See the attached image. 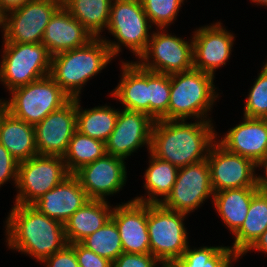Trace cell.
Masks as SVG:
<instances>
[{
  "label": "cell",
  "instance_id": "1",
  "mask_svg": "<svg viewBox=\"0 0 267 267\" xmlns=\"http://www.w3.org/2000/svg\"><path fill=\"white\" fill-rule=\"evenodd\" d=\"M155 120L150 153L181 168L207 159L217 140L212 120Z\"/></svg>",
  "mask_w": 267,
  "mask_h": 267
},
{
  "label": "cell",
  "instance_id": "2",
  "mask_svg": "<svg viewBox=\"0 0 267 267\" xmlns=\"http://www.w3.org/2000/svg\"><path fill=\"white\" fill-rule=\"evenodd\" d=\"M6 222L8 248L42 262L67 244L64 224L50 219L32 205L15 204Z\"/></svg>",
  "mask_w": 267,
  "mask_h": 267
},
{
  "label": "cell",
  "instance_id": "3",
  "mask_svg": "<svg viewBox=\"0 0 267 267\" xmlns=\"http://www.w3.org/2000/svg\"><path fill=\"white\" fill-rule=\"evenodd\" d=\"M113 58L106 42L94 38L83 47L52 56L49 76L71 99H77L84 84L101 73Z\"/></svg>",
  "mask_w": 267,
  "mask_h": 267
},
{
  "label": "cell",
  "instance_id": "4",
  "mask_svg": "<svg viewBox=\"0 0 267 267\" xmlns=\"http://www.w3.org/2000/svg\"><path fill=\"white\" fill-rule=\"evenodd\" d=\"M212 74L191 69L170 75L168 120H211L207 118L219 94Z\"/></svg>",
  "mask_w": 267,
  "mask_h": 267
},
{
  "label": "cell",
  "instance_id": "5",
  "mask_svg": "<svg viewBox=\"0 0 267 267\" xmlns=\"http://www.w3.org/2000/svg\"><path fill=\"white\" fill-rule=\"evenodd\" d=\"M186 216L187 214L167 209L162 204H147L150 253L164 267H171L189 246L184 226Z\"/></svg>",
  "mask_w": 267,
  "mask_h": 267
},
{
  "label": "cell",
  "instance_id": "6",
  "mask_svg": "<svg viewBox=\"0 0 267 267\" xmlns=\"http://www.w3.org/2000/svg\"><path fill=\"white\" fill-rule=\"evenodd\" d=\"M151 25L141 0H113L107 30L117 42L100 38L106 42L113 57L122 51L121 46H126L139 58L151 38Z\"/></svg>",
  "mask_w": 267,
  "mask_h": 267
},
{
  "label": "cell",
  "instance_id": "7",
  "mask_svg": "<svg viewBox=\"0 0 267 267\" xmlns=\"http://www.w3.org/2000/svg\"><path fill=\"white\" fill-rule=\"evenodd\" d=\"M0 82L11 92L50 75L51 55L42 43H3Z\"/></svg>",
  "mask_w": 267,
  "mask_h": 267
},
{
  "label": "cell",
  "instance_id": "8",
  "mask_svg": "<svg viewBox=\"0 0 267 267\" xmlns=\"http://www.w3.org/2000/svg\"><path fill=\"white\" fill-rule=\"evenodd\" d=\"M10 95L7 111L33 126L71 99L50 76L15 88Z\"/></svg>",
  "mask_w": 267,
  "mask_h": 267
},
{
  "label": "cell",
  "instance_id": "9",
  "mask_svg": "<svg viewBox=\"0 0 267 267\" xmlns=\"http://www.w3.org/2000/svg\"><path fill=\"white\" fill-rule=\"evenodd\" d=\"M69 175L62 156L37 155L19 162L15 204L32 205Z\"/></svg>",
  "mask_w": 267,
  "mask_h": 267
},
{
  "label": "cell",
  "instance_id": "10",
  "mask_svg": "<svg viewBox=\"0 0 267 267\" xmlns=\"http://www.w3.org/2000/svg\"><path fill=\"white\" fill-rule=\"evenodd\" d=\"M165 30L158 28L156 32H152L146 50L136 63L145 70L166 75L193 69L192 39L189 43Z\"/></svg>",
  "mask_w": 267,
  "mask_h": 267
},
{
  "label": "cell",
  "instance_id": "11",
  "mask_svg": "<svg viewBox=\"0 0 267 267\" xmlns=\"http://www.w3.org/2000/svg\"><path fill=\"white\" fill-rule=\"evenodd\" d=\"M62 0H32L5 14L4 43H41L46 26Z\"/></svg>",
  "mask_w": 267,
  "mask_h": 267
},
{
  "label": "cell",
  "instance_id": "12",
  "mask_svg": "<svg viewBox=\"0 0 267 267\" xmlns=\"http://www.w3.org/2000/svg\"><path fill=\"white\" fill-rule=\"evenodd\" d=\"M213 195L210 169L205 159L179 168L172 191L162 205L188 215L197 210L207 198L213 199Z\"/></svg>",
  "mask_w": 267,
  "mask_h": 267
},
{
  "label": "cell",
  "instance_id": "13",
  "mask_svg": "<svg viewBox=\"0 0 267 267\" xmlns=\"http://www.w3.org/2000/svg\"><path fill=\"white\" fill-rule=\"evenodd\" d=\"M207 162L213 192L225 189L256 187V164L227 151L217 141L211 146Z\"/></svg>",
  "mask_w": 267,
  "mask_h": 267
},
{
  "label": "cell",
  "instance_id": "14",
  "mask_svg": "<svg viewBox=\"0 0 267 267\" xmlns=\"http://www.w3.org/2000/svg\"><path fill=\"white\" fill-rule=\"evenodd\" d=\"M154 122L146 113L121 109L115 128L105 142L106 154L125 159L145 145L150 152Z\"/></svg>",
  "mask_w": 267,
  "mask_h": 267
},
{
  "label": "cell",
  "instance_id": "15",
  "mask_svg": "<svg viewBox=\"0 0 267 267\" xmlns=\"http://www.w3.org/2000/svg\"><path fill=\"white\" fill-rule=\"evenodd\" d=\"M123 158L105 154L102 158L82 166L74 175L90 199L106 200L126 185L127 169Z\"/></svg>",
  "mask_w": 267,
  "mask_h": 267
},
{
  "label": "cell",
  "instance_id": "16",
  "mask_svg": "<svg viewBox=\"0 0 267 267\" xmlns=\"http://www.w3.org/2000/svg\"><path fill=\"white\" fill-rule=\"evenodd\" d=\"M222 23L199 27L193 32V68L212 74L230 59L235 37Z\"/></svg>",
  "mask_w": 267,
  "mask_h": 267
},
{
  "label": "cell",
  "instance_id": "17",
  "mask_svg": "<svg viewBox=\"0 0 267 267\" xmlns=\"http://www.w3.org/2000/svg\"><path fill=\"white\" fill-rule=\"evenodd\" d=\"M34 129L38 155L63 157L77 130L76 99H70L61 108L48 114Z\"/></svg>",
  "mask_w": 267,
  "mask_h": 267
},
{
  "label": "cell",
  "instance_id": "18",
  "mask_svg": "<svg viewBox=\"0 0 267 267\" xmlns=\"http://www.w3.org/2000/svg\"><path fill=\"white\" fill-rule=\"evenodd\" d=\"M111 219L119 230L124 253L150 254L146 203L130 200L116 205Z\"/></svg>",
  "mask_w": 267,
  "mask_h": 267
},
{
  "label": "cell",
  "instance_id": "19",
  "mask_svg": "<svg viewBox=\"0 0 267 267\" xmlns=\"http://www.w3.org/2000/svg\"><path fill=\"white\" fill-rule=\"evenodd\" d=\"M91 199L74 174H70L52 190L32 204L40 213L64 224L75 211Z\"/></svg>",
  "mask_w": 267,
  "mask_h": 267
},
{
  "label": "cell",
  "instance_id": "20",
  "mask_svg": "<svg viewBox=\"0 0 267 267\" xmlns=\"http://www.w3.org/2000/svg\"><path fill=\"white\" fill-rule=\"evenodd\" d=\"M217 142L230 153L257 164L267 155V119L243 117V122L228 129Z\"/></svg>",
  "mask_w": 267,
  "mask_h": 267
},
{
  "label": "cell",
  "instance_id": "21",
  "mask_svg": "<svg viewBox=\"0 0 267 267\" xmlns=\"http://www.w3.org/2000/svg\"><path fill=\"white\" fill-rule=\"evenodd\" d=\"M92 39V34L62 5L47 24L41 43L54 56L83 47Z\"/></svg>",
  "mask_w": 267,
  "mask_h": 267
},
{
  "label": "cell",
  "instance_id": "22",
  "mask_svg": "<svg viewBox=\"0 0 267 267\" xmlns=\"http://www.w3.org/2000/svg\"><path fill=\"white\" fill-rule=\"evenodd\" d=\"M121 63L122 77L111 95L123 104L125 110L149 115V71L136 62Z\"/></svg>",
  "mask_w": 267,
  "mask_h": 267
},
{
  "label": "cell",
  "instance_id": "23",
  "mask_svg": "<svg viewBox=\"0 0 267 267\" xmlns=\"http://www.w3.org/2000/svg\"><path fill=\"white\" fill-rule=\"evenodd\" d=\"M111 208L108 201L91 199L75 211L64 223L68 244L80 243L100 229L111 218Z\"/></svg>",
  "mask_w": 267,
  "mask_h": 267
},
{
  "label": "cell",
  "instance_id": "24",
  "mask_svg": "<svg viewBox=\"0 0 267 267\" xmlns=\"http://www.w3.org/2000/svg\"><path fill=\"white\" fill-rule=\"evenodd\" d=\"M0 143L18 162L38 155L34 126L14 117L9 111L0 120Z\"/></svg>",
  "mask_w": 267,
  "mask_h": 267
},
{
  "label": "cell",
  "instance_id": "25",
  "mask_svg": "<svg viewBox=\"0 0 267 267\" xmlns=\"http://www.w3.org/2000/svg\"><path fill=\"white\" fill-rule=\"evenodd\" d=\"M257 191V187H242L214 193L212 199L214 208L232 235L246 219L250 202Z\"/></svg>",
  "mask_w": 267,
  "mask_h": 267
},
{
  "label": "cell",
  "instance_id": "26",
  "mask_svg": "<svg viewBox=\"0 0 267 267\" xmlns=\"http://www.w3.org/2000/svg\"><path fill=\"white\" fill-rule=\"evenodd\" d=\"M149 167L144 173V188L148 194L133 198L136 202L146 204H162L170 195L176 181L179 168L160 160L150 152ZM161 196V197H160ZM157 197H160L159 199ZM163 197V198H162Z\"/></svg>",
  "mask_w": 267,
  "mask_h": 267
},
{
  "label": "cell",
  "instance_id": "27",
  "mask_svg": "<svg viewBox=\"0 0 267 267\" xmlns=\"http://www.w3.org/2000/svg\"><path fill=\"white\" fill-rule=\"evenodd\" d=\"M267 229V192L257 191L242 226L233 234L234 243L230 247L239 257Z\"/></svg>",
  "mask_w": 267,
  "mask_h": 267
},
{
  "label": "cell",
  "instance_id": "28",
  "mask_svg": "<svg viewBox=\"0 0 267 267\" xmlns=\"http://www.w3.org/2000/svg\"><path fill=\"white\" fill-rule=\"evenodd\" d=\"M80 98L76 99V128L91 138L98 139L104 143L110 137L119 114L118 108L111 106H96L91 109L82 110Z\"/></svg>",
  "mask_w": 267,
  "mask_h": 267
},
{
  "label": "cell",
  "instance_id": "29",
  "mask_svg": "<svg viewBox=\"0 0 267 267\" xmlns=\"http://www.w3.org/2000/svg\"><path fill=\"white\" fill-rule=\"evenodd\" d=\"M63 6L94 38L108 26L113 0H62ZM103 30V31H102Z\"/></svg>",
  "mask_w": 267,
  "mask_h": 267
},
{
  "label": "cell",
  "instance_id": "30",
  "mask_svg": "<svg viewBox=\"0 0 267 267\" xmlns=\"http://www.w3.org/2000/svg\"><path fill=\"white\" fill-rule=\"evenodd\" d=\"M106 154L105 143L76 130L63 156L66 168L74 174L82 166L102 158Z\"/></svg>",
  "mask_w": 267,
  "mask_h": 267
},
{
  "label": "cell",
  "instance_id": "31",
  "mask_svg": "<svg viewBox=\"0 0 267 267\" xmlns=\"http://www.w3.org/2000/svg\"><path fill=\"white\" fill-rule=\"evenodd\" d=\"M240 257L230 246H202L184 251V254L171 267H232Z\"/></svg>",
  "mask_w": 267,
  "mask_h": 267
},
{
  "label": "cell",
  "instance_id": "32",
  "mask_svg": "<svg viewBox=\"0 0 267 267\" xmlns=\"http://www.w3.org/2000/svg\"><path fill=\"white\" fill-rule=\"evenodd\" d=\"M80 243L112 263L123 253L119 230L111 218Z\"/></svg>",
  "mask_w": 267,
  "mask_h": 267
},
{
  "label": "cell",
  "instance_id": "33",
  "mask_svg": "<svg viewBox=\"0 0 267 267\" xmlns=\"http://www.w3.org/2000/svg\"><path fill=\"white\" fill-rule=\"evenodd\" d=\"M170 75L149 71V116L154 120H168Z\"/></svg>",
  "mask_w": 267,
  "mask_h": 267
},
{
  "label": "cell",
  "instance_id": "34",
  "mask_svg": "<svg viewBox=\"0 0 267 267\" xmlns=\"http://www.w3.org/2000/svg\"><path fill=\"white\" fill-rule=\"evenodd\" d=\"M262 67L246 97L244 117L267 119V62Z\"/></svg>",
  "mask_w": 267,
  "mask_h": 267
},
{
  "label": "cell",
  "instance_id": "35",
  "mask_svg": "<svg viewBox=\"0 0 267 267\" xmlns=\"http://www.w3.org/2000/svg\"><path fill=\"white\" fill-rule=\"evenodd\" d=\"M151 24L158 28L169 27L176 19L184 0H141Z\"/></svg>",
  "mask_w": 267,
  "mask_h": 267
},
{
  "label": "cell",
  "instance_id": "36",
  "mask_svg": "<svg viewBox=\"0 0 267 267\" xmlns=\"http://www.w3.org/2000/svg\"><path fill=\"white\" fill-rule=\"evenodd\" d=\"M162 264L156 257L150 254L122 253L112 267H159Z\"/></svg>",
  "mask_w": 267,
  "mask_h": 267
},
{
  "label": "cell",
  "instance_id": "37",
  "mask_svg": "<svg viewBox=\"0 0 267 267\" xmlns=\"http://www.w3.org/2000/svg\"><path fill=\"white\" fill-rule=\"evenodd\" d=\"M19 162L9 153V151L0 143V187L10 182V179L17 184Z\"/></svg>",
  "mask_w": 267,
  "mask_h": 267
},
{
  "label": "cell",
  "instance_id": "38",
  "mask_svg": "<svg viewBox=\"0 0 267 267\" xmlns=\"http://www.w3.org/2000/svg\"><path fill=\"white\" fill-rule=\"evenodd\" d=\"M74 250L79 267H112L113 263L87 249L81 243L70 244Z\"/></svg>",
  "mask_w": 267,
  "mask_h": 267
},
{
  "label": "cell",
  "instance_id": "39",
  "mask_svg": "<svg viewBox=\"0 0 267 267\" xmlns=\"http://www.w3.org/2000/svg\"><path fill=\"white\" fill-rule=\"evenodd\" d=\"M46 267H79L74 248L67 244L63 249L45 258L41 264Z\"/></svg>",
  "mask_w": 267,
  "mask_h": 267
},
{
  "label": "cell",
  "instance_id": "40",
  "mask_svg": "<svg viewBox=\"0 0 267 267\" xmlns=\"http://www.w3.org/2000/svg\"><path fill=\"white\" fill-rule=\"evenodd\" d=\"M256 167L263 168L265 174L256 176V187L259 191L267 192V155L256 164Z\"/></svg>",
  "mask_w": 267,
  "mask_h": 267
},
{
  "label": "cell",
  "instance_id": "41",
  "mask_svg": "<svg viewBox=\"0 0 267 267\" xmlns=\"http://www.w3.org/2000/svg\"><path fill=\"white\" fill-rule=\"evenodd\" d=\"M259 251L267 254V229L257 238V240L240 256L242 257L248 251Z\"/></svg>",
  "mask_w": 267,
  "mask_h": 267
},
{
  "label": "cell",
  "instance_id": "42",
  "mask_svg": "<svg viewBox=\"0 0 267 267\" xmlns=\"http://www.w3.org/2000/svg\"><path fill=\"white\" fill-rule=\"evenodd\" d=\"M30 1L32 0H0V8L5 14H7L8 12L18 9Z\"/></svg>",
  "mask_w": 267,
  "mask_h": 267
},
{
  "label": "cell",
  "instance_id": "43",
  "mask_svg": "<svg viewBox=\"0 0 267 267\" xmlns=\"http://www.w3.org/2000/svg\"><path fill=\"white\" fill-rule=\"evenodd\" d=\"M7 111V101L0 99V120Z\"/></svg>",
  "mask_w": 267,
  "mask_h": 267
},
{
  "label": "cell",
  "instance_id": "44",
  "mask_svg": "<svg viewBox=\"0 0 267 267\" xmlns=\"http://www.w3.org/2000/svg\"><path fill=\"white\" fill-rule=\"evenodd\" d=\"M4 19H5V13L2 11V9L0 8V28L3 29V25H4Z\"/></svg>",
  "mask_w": 267,
  "mask_h": 267
},
{
  "label": "cell",
  "instance_id": "45",
  "mask_svg": "<svg viewBox=\"0 0 267 267\" xmlns=\"http://www.w3.org/2000/svg\"><path fill=\"white\" fill-rule=\"evenodd\" d=\"M252 2L267 7V0H251Z\"/></svg>",
  "mask_w": 267,
  "mask_h": 267
}]
</instances>
